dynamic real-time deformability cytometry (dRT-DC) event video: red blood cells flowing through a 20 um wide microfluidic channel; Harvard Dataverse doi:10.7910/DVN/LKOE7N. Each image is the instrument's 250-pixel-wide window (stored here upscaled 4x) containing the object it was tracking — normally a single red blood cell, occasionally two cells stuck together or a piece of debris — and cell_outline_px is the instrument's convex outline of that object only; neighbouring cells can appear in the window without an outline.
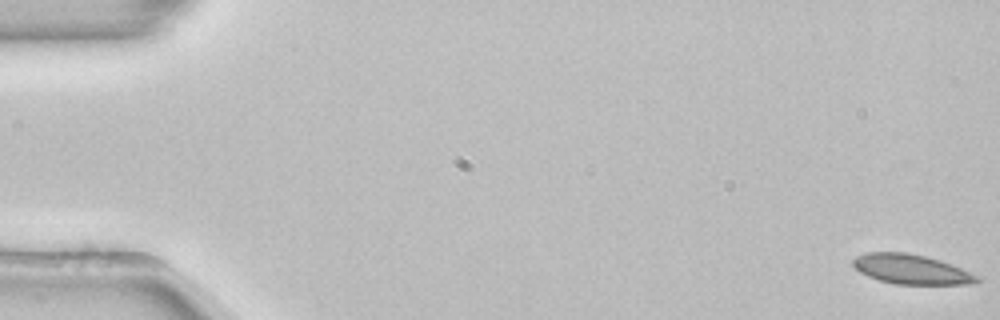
{"species": "common noctule bat (a hibernating species)", "species_latin": "Nyctalus noctula", "temperature_condition": "room temperature", "stored_images_in_passage": 54, "camera_frame_rate_fps": 3000, "um_per_image_px": 0.085, "animal": {"sex": "female", "body_mass_g": 22.7, "forearm_length_mm": 54.2}, "frame": {"image": 1, "passage_image": 1, "time_ms": 0.0, "image_size_px": [1000, 320], "cell_outline_px": [[980, 280], [968, 284], [896, 284], [880, 280], [868, 276], [860, 272], [852, 264], [852, 260], [856, 256], [868, 252], [904, 252], [924, 256], [940, 260], [960, 268], [976, 276]], "centroid_in_image_um": [77.39, 22.88], "position_along_channel_um": 7.6, "area_um2": 21.04}}
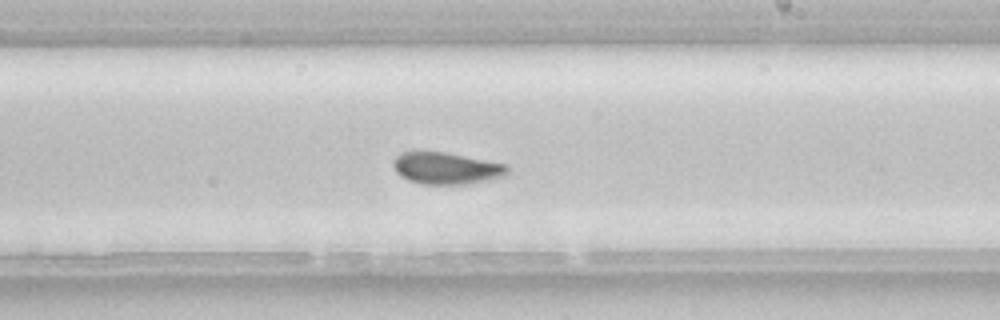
{"frame": {"image": 2, "passage_image": 32, "time_ms": 10.333, "image_size_px": [1000, 320], "cell_outline_px": [[508, 172], [504, 176], [488, 180], [460, 184], [424, 184], [408, 180], [400, 176], [396, 172], [392, 164], [396, 156], [404, 152], [448, 152], [508, 164]], "centroid_in_image_um": [37.95, 14.29], "position_along_channel_um": 251.0, "area_um2": 21.15}}
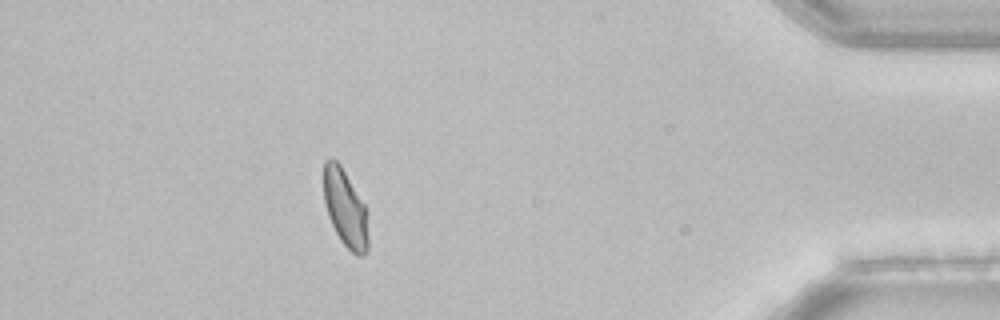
{"frame": {"image": 3, "passage_image": 48, "time_ms": 15.667, "image_size_px": [1000, 320], "cell_outline_px": [[368, 252], [364, 256], [356, 256], [340, 240], [328, 216], [324, 200], [324, 160], [332, 156], [340, 164], [364, 204], [368, 212]], "centroid_in_image_um": [29.37, 17.72], "position_along_channel_um": 405.8, "area_um2": 20.29}}